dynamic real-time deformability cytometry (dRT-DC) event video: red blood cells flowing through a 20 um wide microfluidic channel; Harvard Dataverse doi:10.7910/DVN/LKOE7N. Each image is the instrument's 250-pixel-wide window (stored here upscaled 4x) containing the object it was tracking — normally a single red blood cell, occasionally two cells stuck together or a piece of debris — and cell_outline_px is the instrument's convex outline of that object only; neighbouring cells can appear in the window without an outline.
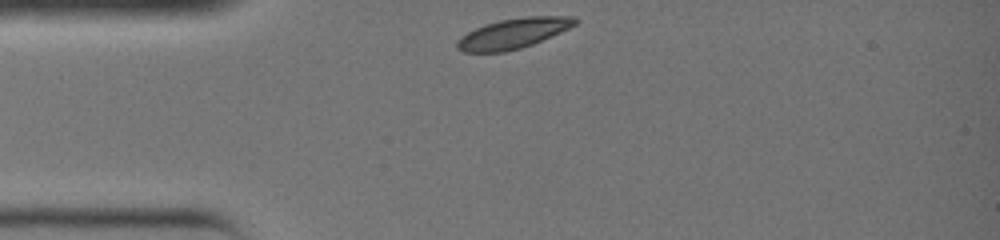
{"species": "common noctule bat (a hibernating species)", "species_latin": "Nyctalus noctula", "temperature_condition": "warm", "stored_images_in_passage": 6, "camera_frame_rate_fps": 3000, "um_per_image_px": 0.085, "animal": {"sex": "female", "body_mass_g": 19.0, "forearm_length_mm": 51.5}, "frame": {"image": 1, "passage_image": 1, "time_ms": 0.0, "image_size_px": [1000, 240], "cell_outline_px": [[580, 20], [576, 24], [560, 32], [532, 44], [520, 48], [504, 52], [464, 52], [456, 48], [456, 44], [460, 36], [484, 24], [500, 20], [528, 16], [576, 16]], "centroid_in_image_um": [43.63, 2.83], "position_along_channel_um": 41.4, "area_um2": 20.63}}
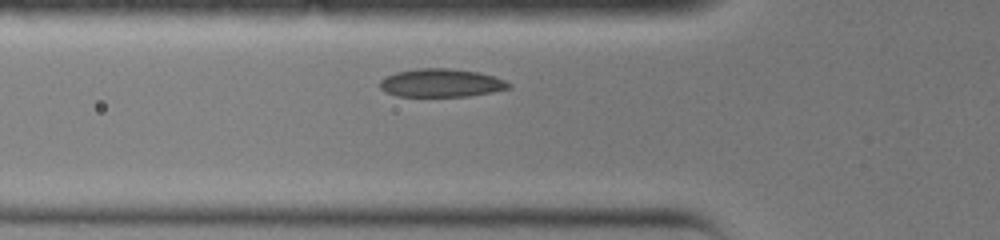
{"frame": {"image": 2, "passage_image": 5, "time_ms": 1.333, "image_size_px": [1000, 240], "cell_outline_px": [[512, 88], [492, 92], [468, 96], [396, 96], [384, 92], [380, 88], [380, 80], [384, 76], [396, 72], [416, 68], [448, 68], [480, 72], [504, 80], [512, 84]], "centroid_in_image_um": [37.48, 7.05], "position_along_channel_um": 88.3, "area_um2": 21.39}}